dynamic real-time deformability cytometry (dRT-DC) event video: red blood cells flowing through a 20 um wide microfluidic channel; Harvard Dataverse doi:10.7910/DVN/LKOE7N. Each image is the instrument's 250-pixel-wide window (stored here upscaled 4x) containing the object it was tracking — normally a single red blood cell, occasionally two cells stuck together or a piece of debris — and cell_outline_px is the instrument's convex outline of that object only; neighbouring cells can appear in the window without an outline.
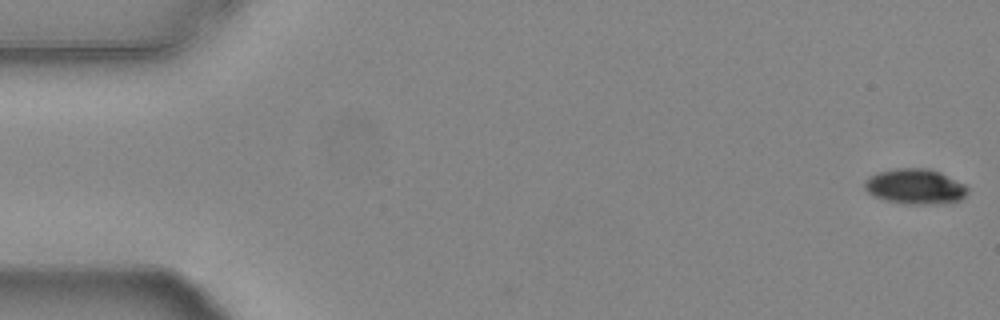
{"species": "common noctule bat (a hibernating species)", "species_latin": "Nyctalus noctula", "temperature_condition": "warm", "stored_images_in_passage": 15, "camera_frame_rate_fps": 3000, "um_per_image_px": 0.085, "animal": {"sex": "female", "body_mass_g": 24.6, "forearm_length_mm": 56.2}, "frame": {"image": 1, "passage_image": 1, "time_ms": 0.0, "image_size_px": [1000, 320], "cell_outline_px": [[968, 192], [960, 200], [936, 204], [908, 204], [884, 200], [872, 196], [864, 188], [864, 180], [868, 176], [876, 172], [896, 168], [928, 168], [940, 172], [964, 184], [968, 188]], "centroid_in_image_um": [77.74, 15.85], "position_along_channel_um": 7.3, "area_um2": 21.33}}
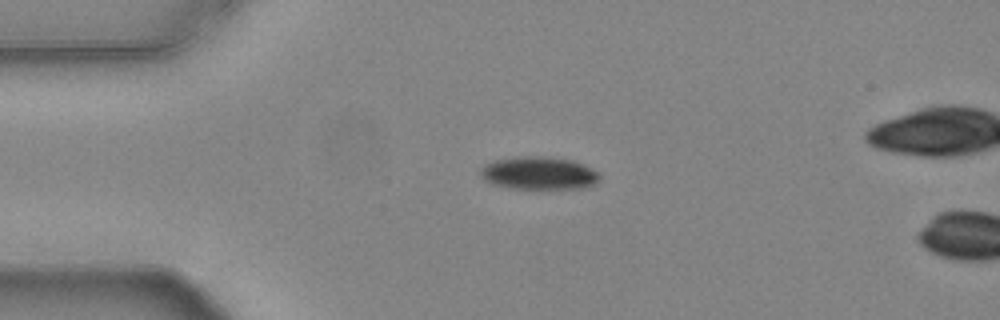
{"frame": {"image": 2, "passage_image": 13, "time_ms": 4.0, "image_size_px": [1000, 320], "cell_outline_px": [[600, 180], [596, 184], [588, 188], [508, 188], [492, 184], [484, 180], [480, 176], [480, 168], [484, 164], [496, 160], [512, 156], [548, 156], [572, 160], [596, 172], [600, 176]], "centroid_in_image_um": [45.76, 14.71], "position_along_channel_um": 39.2, "area_um2": 22.95}}